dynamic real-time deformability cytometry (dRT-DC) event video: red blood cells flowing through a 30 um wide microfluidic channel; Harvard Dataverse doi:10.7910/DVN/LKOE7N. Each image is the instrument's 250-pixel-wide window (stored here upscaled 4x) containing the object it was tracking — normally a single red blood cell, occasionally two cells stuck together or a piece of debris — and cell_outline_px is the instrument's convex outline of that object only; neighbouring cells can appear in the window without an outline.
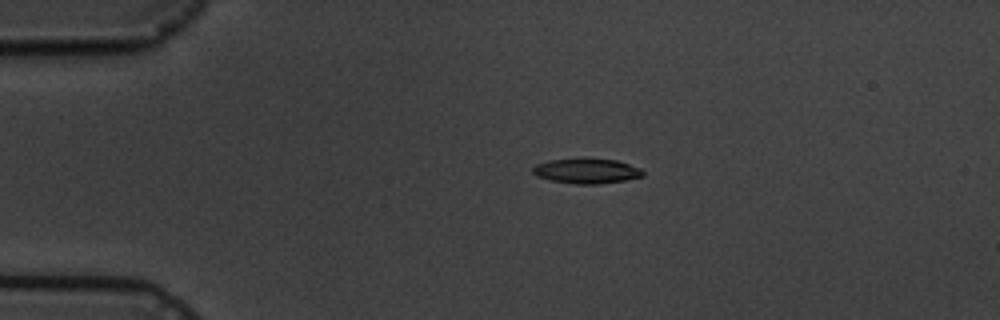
{"species": "common noctule bat (a hibernating species)", "species_latin": "Nyctalus noctula", "temperature_condition": "cold", "stored_images_in_passage": 4, "camera_frame_rate_fps": 3000, "um_per_image_px": 0.085, "animal": {"sex": "male", "body_mass_g": 19.5, "forearm_length_mm": 54.6}, "frame": {"image": 1, "passage_image": 2, "time_ms": 1.0, "image_size_px": [1000, 320], "cell_outline_px": [[644, 176], [624, 180], [600, 184], [576, 184], [552, 180], [536, 176], [532, 172], [532, 168], [536, 164], [548, 160], [584, 156], [616, 160], [640, 168], [644, 172]], "centroid_in_image_um": [49.84, 14.49], "position_along_channel_um": 35.2, "area_um2": 16.53}}
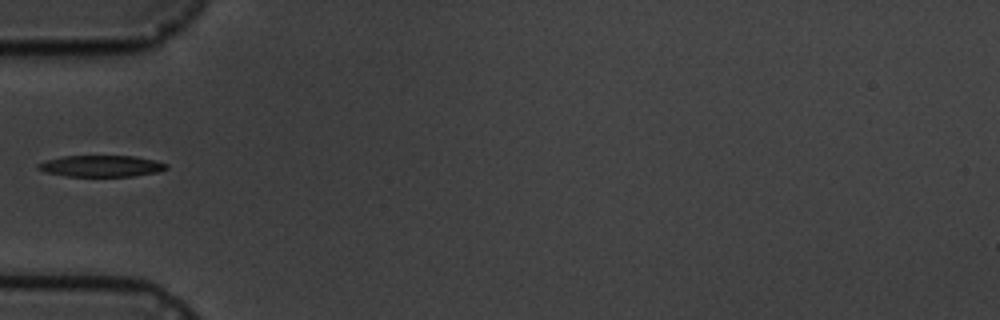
{"frame": {"image": 2, "passage_image": 4, "time_ms": 3.333, "image_size_px": [1000, 320], "cell_outline_px": [[168, 168], [156, 172], [132, 176], [68, 176], [48, 172], [36, 168], [36, 164], [48, 160], [64, 156], [136, 156], [156, 160], [168, 164]], "centroid_in_image_um": [8.64, 14.1], "position_along_channel_um": 76.4, "area_um2": 15.84}}